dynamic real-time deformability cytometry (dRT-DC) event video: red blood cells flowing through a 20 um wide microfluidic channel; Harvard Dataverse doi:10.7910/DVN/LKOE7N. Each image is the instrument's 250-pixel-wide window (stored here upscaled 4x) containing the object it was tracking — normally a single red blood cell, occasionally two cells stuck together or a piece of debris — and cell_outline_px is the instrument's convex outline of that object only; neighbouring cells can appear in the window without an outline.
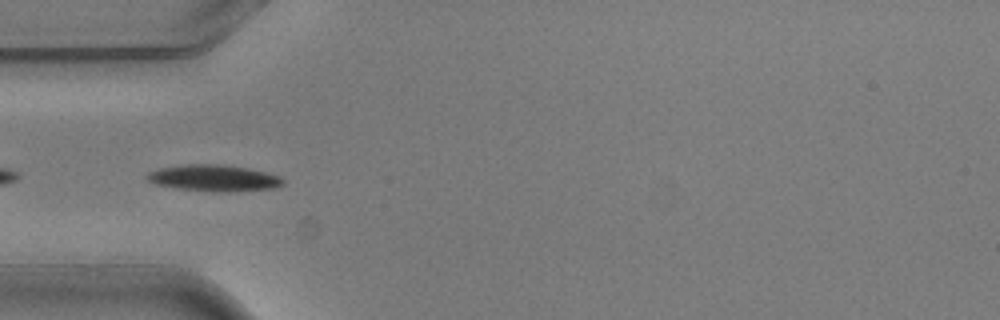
{"species": "common noctule bat (a hibernating species)", "species_latin": "Nyctalus noctula", "temperature_condition": "warm", "stored_images_in_passage": 5, "camera_frame_rate_fps": 3000, "um_per_image_px": 0.085, "animal": {"sex": "male", "body_mass_g": 20.5, "forearm_length_mm": 52.5}, "frame": {"image": 1, "passage_image": 5, "time_ms": 1.333, "image_size_px": [1000, 320], "cell_outline_px": [[284, 184], [276, 188], [228, 192], [224, 192], [176, 188], [156, 184], [148, 180], [144, 176], [148, 172], [160, 168], [184, 164], [220, 164], [248, 168], [280, 176], [284, 180]], "centroid_in_image_um": [18.18, 15.13], "position_along_channel_um": 66.8, "area_um2": 20.92}}